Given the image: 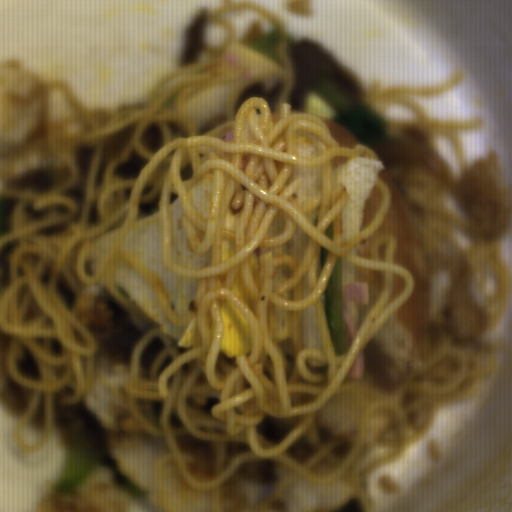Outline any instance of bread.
<instances>
[{
  "instance_id": "4d368bfe",
  "label": "bread",
  "mask_w": 512,
  "mask_h": 512,
  "mask_svg": "<svg viewBox=\"0 0 512 512\" xmlns=\"http://www.w3.org/2000/svg\"><path fill=\"white\" fill-rule=\"evenodd\" d=\"M331 135L339 142L341 148H356L357 143L350 133L340 126L336 120H323ZM360 145V144H359Z\"/></svg>"
},
{
  "instance_id": "2504dc21",
  "label": "bread",
  "mask_w": 512,
  "mask_h": 512,
  "mask_svg": "<svg viewBox=\"0 0 512 512\" xmlns=\"http://www.w3.org/2000/svg\"><path fill=\"white\" fill-rule=\"evenodd\" d=\"M115 281L119 292L157 328L170 335L174 344L179 347L190 323L187 326H177L164 317L146 276L133 269L124 258L118 262Z\"/></svg>"
},
{
  "instance_id": "b6be36c0",
  "label": "bread",
  "mask_w": 512,
  "mask_h": 512,
  "mask_svg": "<svg viewBox=\"0 0 512 512\" xmlns=\"http://www.w3.org/2000/svg\"><path fill=\"white\" fill-rule=\"evenodd\" d=\"M124 246L141 254L163 278L171 297L172 311L180 318L186 314L197 297L199 280L178 277L171 269L162 266L161 220L130 232Z\"/></svg>"
},
{
  "instance_id": "7d1f1f09",
  "label": "bread",
  "mask_w": 512,
  "mask_h": 512,
  "mask_svg": "<svg viewBox=\"0 0 512 512\" xmlns=\"http://www.w3.org/2000/svg\"><path fill=\"white\" fill-rule=\"evenodd\" d=\"M349 319L351 321L354 332L356 334L358 328L360 327L361 323L363 322L360 306L355 308L353 313L350 315Z\"/></svg>"
},
{
  "instance_id": "c6332bfd",
  "label": "bread",
  "mask_w": 512,
  "mask_h": 512,
  "mask_svg": "<svg viewBox=\"0 0 512 512\" xmlns=\"http://www.w3.org/2000/svg\"><path fill=\"white\" fill-rule=\"evenodd\" d=\"M238 85H219L200 89L188 97L187 108L199 134L224 121L227 98Z\"/></svg>"
},
{
  "instance_id": "23157a8e",
  "label": "bread",
  "mask_w": 512,
  "mask_h": 512,
  "mask_svg": "<svg viewBox=\"0 0 512 512\" xmlns=\"http://www.w3.org/2000/svg\"><path fill=\"white\" fill-rule=\"evenodd\" d=\"M221 54L246 81L257 74L278 66L260 54L236 42Z\"/></svg>"
},
{
  "instance_id": "bc739cc2",
  "label": "bread",
  "mask_w": 512,
  "mask_h": 512,
  "mask_svg": "<svg viewBox=\"0 0 512 512\" xmlns=\"http://www.w3.org/2000/svg\"><path fill=\"white\" fill-rule=\"evenodd\" d=\"M382 275L383 271L359 268L357 280L366 281L370 292L369 304L359 306L362 322L370 314L380 299L382 294Z\"/></svg>"
},
{
  "instance_id": "cb027b5d",
  "label": "bread",
  "mask_w": 512,
  "mask_h": 512,
  "mask_svg": "<svg viewBox=\"0 0 512 512\" xmlns=\"http://www.w3.org/2000/svg\"><path fill=\"white\" fill-rule=\"evenodd\" d=\"M384 167L379 160L339 158L332 161L335 192L346 187L349 197L342 209V245L364 230L365 207Z\"/></svg>"
},
{
  "instance_id": "6966f9cf",
  "label": "bread",
  "mask_w": 512,
  "mask_h": 512,
  "mask_svg": "<svg viewBox=\"0 0 512 512\" xmlns=\"http://www.w3.org/2000/svg\"><path fill=\"white\" fill-rule=\"evenodd\" d=\"M362 247H363V242L361 244H359L357 247H355L354 249H352L351 251H353L354 253H356L357 255H359L361 257Z\"/></svg>"
},
{
  "instance_id": "060463e7",
  "label": "bread",
  "mask_w": 512,
  "mask_h": 512,
  "mask_svg": "<svg viewBox=\"0 0 512 512\" xmlns=\"http://www.w3.org/2000/svg\"><path fill=\"white\" fill-rule=\"evenodd\" d=\"M383 201V192L380 188L374 186L372 191L370 192L367 202L364 207V226L363 230L371 224L381 207Z\"/></svg>"
},
{
  "instance_id": "8d2b1439",
  "label": "bread",
  "mask_w": 512,
  "mask_h": 512,
  "mask_svg": "<svg viewBox=\"0 0 512 512\" xmlns=\"http://www.w3.org/2000/svg\"><path fill=\"white\" fill-rule=\"evenodd\" d=\"M383 164L380 179L392 199L388 214L374 234L362 242L360 257L371 261V244L379 234H396L394 264L411 272L414 290L379 331L361 349L366 380L386 394L392 393L418 369L423 360L431 320L430 275L427 273L420 205L404 191Z\"/></svg>"
},
{
  "instance_id": "699aed8d",
  "label": "bread",
  "mask_w": 512,
  "mask_h": 512,
  "mask_svg": "<svg viewBox=\"0 0 512 512\" xmlns=\"http://www.w3.org/2000/svg\"><path fill=\"white\" fill-rule=\"evenodd\" d=\"M343 282L347 280H358L360 268H355L342 259Z\"/></svg>"
}]
</instances>
